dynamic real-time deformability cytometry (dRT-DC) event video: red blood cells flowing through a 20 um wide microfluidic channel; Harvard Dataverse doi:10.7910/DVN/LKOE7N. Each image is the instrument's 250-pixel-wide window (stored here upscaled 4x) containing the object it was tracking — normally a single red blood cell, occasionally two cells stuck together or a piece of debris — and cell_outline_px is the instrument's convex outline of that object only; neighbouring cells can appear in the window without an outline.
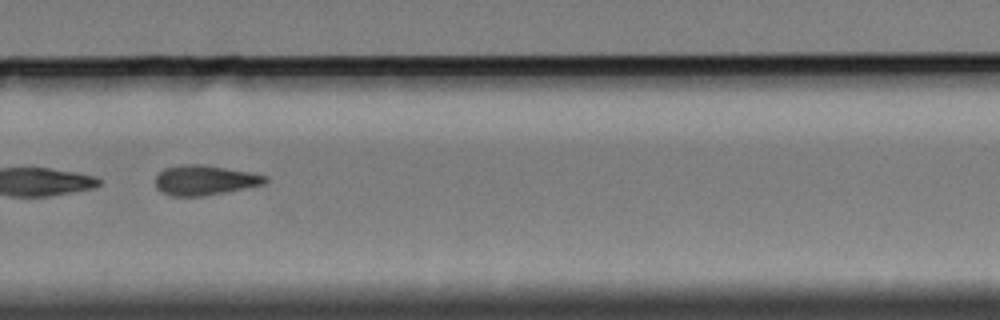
{"species": "Egyptian fruit bat (a non-hibernating species)", "species_latin": "Rousettus aegyptiacus", "temperature_condition": "cold", "stored_images_in_passage": 15, "camera_frame_rate_fps": 3000, "um_per_image_px": 0.085, "animal": {"sex": "female"}, "frame": {"image": 1, "passage_image": 11, "time_ms": 12.667, "image_size_px": [1000, 320], "cell_outline_px": [[268, 180], [264, 184], [204, 196], [172, 196], [160, 192], [156, 188], [156, 176], [164, 168], [184, 164], [200, 164], [248, 172], [268, 176]], "centroid_in_image_um": [17.36, 15.32], "position_along_channel_um": 312.4, "area_um2": 18.96}, "authors_computed_cell_mechanics": {"area_um2": 19.9988, "velocity_mm_per_s": 3.3734, "shape_relaxation_time_tau1_ms": 5.3903, "shape_relaxation_time_tau2_ms": 5.0877, "deformation_change_tau1": 0.1118, "deformation_change_tau2": 0.1161}}